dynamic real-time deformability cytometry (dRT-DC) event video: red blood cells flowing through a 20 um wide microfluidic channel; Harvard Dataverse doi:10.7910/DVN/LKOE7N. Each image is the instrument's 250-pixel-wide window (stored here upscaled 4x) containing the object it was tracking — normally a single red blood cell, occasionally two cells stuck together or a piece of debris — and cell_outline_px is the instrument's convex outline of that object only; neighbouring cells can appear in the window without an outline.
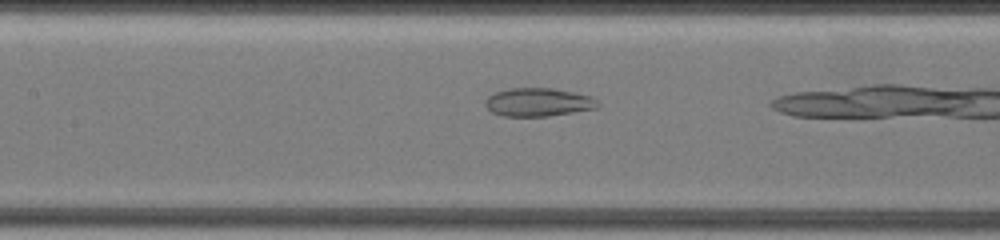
{"species": "common noctule bat (a hibernating species)", "species_latin": "Nyctalus noctula", "temperature_condition": "warm", "stored_images_in_passage": 10, "camera_frame_rate_fps": 3000, "um_per_image_px": 0.085, "animal": {"sex": "female", "body_mass_g": 19.5, "forearm_length_mm": 54.1}, "frame": {"image": 1, "passage_image": 5, "time_ms": 1.333, "image_size_px": [1000, 240], "cell_outline_px": [[600, 104], [596, 108], [548, 116], [500, 116], [492, 112], [484, 104], [484, 100], [492, 92], [508, 88], [552, 88], [592, 96]], "centroid_in_image_um": [45.69, 8.68], "position_along_channel_um": 161.7, "area_um2": 18.67}}
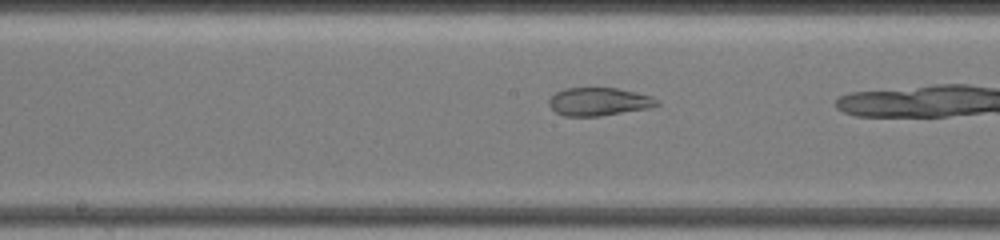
{"frame": {"image": 2, "passage_image": 8, "time_ms": 2.333, "image_size_px": [1000, 240], "cell_outline_px": [[660, 104], [648, 108], [600, 116], [564, 116], [556, 112], [548, 104], [548, 100], [556, 92], [564, 88], [616, 88], [636, 92], [652, 96], [660, 100]], "centroid_in_image_um": [50.91, 8.64], "position_along_channel_um": 197.3, "area_um2": 17.69}}